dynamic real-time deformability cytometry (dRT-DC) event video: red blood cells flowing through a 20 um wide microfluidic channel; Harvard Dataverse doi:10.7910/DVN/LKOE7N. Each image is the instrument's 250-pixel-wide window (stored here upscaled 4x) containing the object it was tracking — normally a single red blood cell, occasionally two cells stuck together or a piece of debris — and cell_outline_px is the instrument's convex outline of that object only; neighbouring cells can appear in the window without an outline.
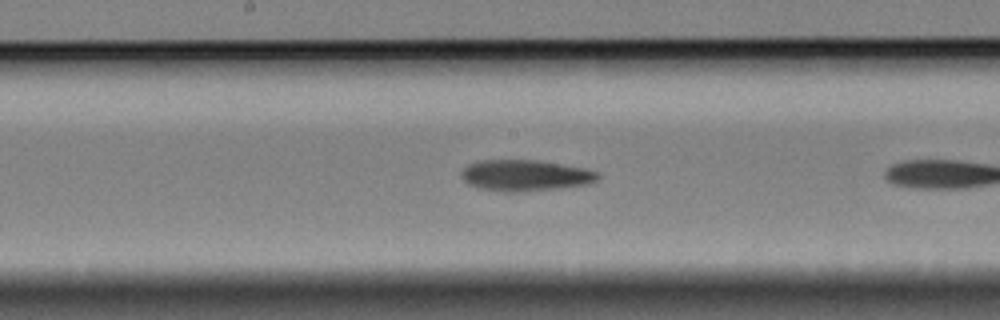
{"species": "Egyptian fruit bat (a non-hibernating species)", "species_latin": "Rousettus aegyptiacus", "temperature_condition": "cold", "stored_images_in_passage": 33, "camera_frame_rate_fps": 3000, "um_per_image_px": 0.085, "animal": {"sex": "female"}, "frame": {"image": 1, "passage_image": 33, "time_ms": 10.667, "image_size_px": [1000, 320], "cell_outline_px": [[600, 176], [596, 180], [588, 184], [560, 188], [504, 192], [476, 188], [468, 184], [460, 176], [460, 172], [468, 164], [480, 160], [536, 160], [584, 168], [600, 172]], "centroid_in_image_um": [44.61, 14.91], "position_along_channel_um": 203.6, "area_um2": 24.74}}